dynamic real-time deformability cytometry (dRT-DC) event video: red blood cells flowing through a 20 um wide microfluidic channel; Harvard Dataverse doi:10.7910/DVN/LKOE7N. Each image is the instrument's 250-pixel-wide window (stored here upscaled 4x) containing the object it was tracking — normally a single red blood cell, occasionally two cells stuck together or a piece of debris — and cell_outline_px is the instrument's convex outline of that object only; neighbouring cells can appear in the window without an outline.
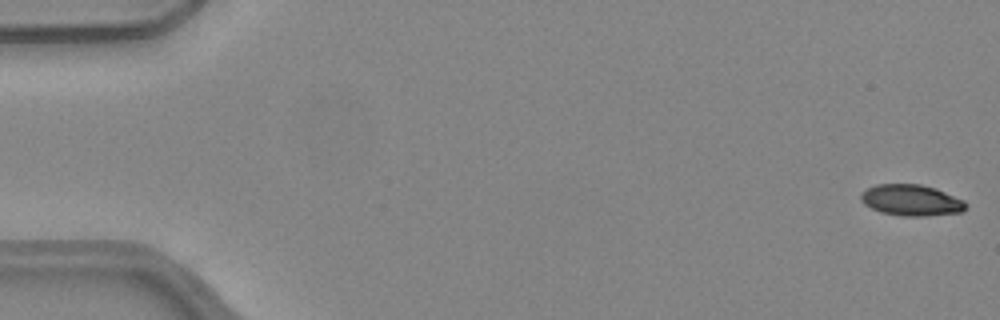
{"species": "common noctule bat (a hibernating species)", "species_latin": "Nyctalus noctula", "temperature_condition": "warm", "stored_images_in_passage": 52, "camera_frame_rate_fps": 3000, "um_per_image_px": 0.085, "animal": {"sex": "female", "body_mass_g": 24.6, "forearm_length_mm": 56.2}, "frame": {"image": 1, "passage_image": 1, "time_ms": 0.0, "image_size_px": [1000, 320], "cell_outline_px": [[968, 204], [960, 212], [924, 216], [900, 216], [880, 212], [864, 204], [860, 200], [860, 192], [876, 184], [920, 184], [936, 188], [964, 200]], "centroid_in_image_um": [77.43, 17.01], "position_along_channel_um": 7.6, "area_um2": 19.13}}
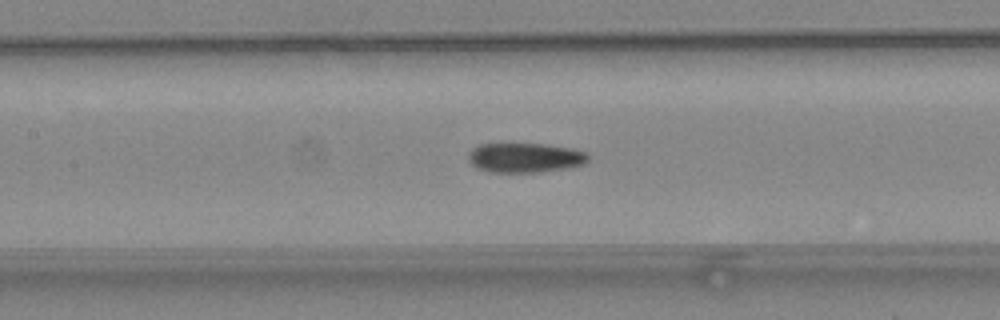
{"frame": {"image": 2, "passage_image": 24, "time_ms": 7.667, "image_size_px": [1000, 320], "cell_outline_px": [[588, 160], [584, 164], [568, 168], [540, 172], [488, 172], [476, 168], [468, 160], [468, 156], [472, 148], [480, 144], [544, 144], [572, 148], [588, 152]], "centroid_in_image_um": [44.64, 13.41], "position_along_channel_um": 162.8, "area_um2": 20.81}}
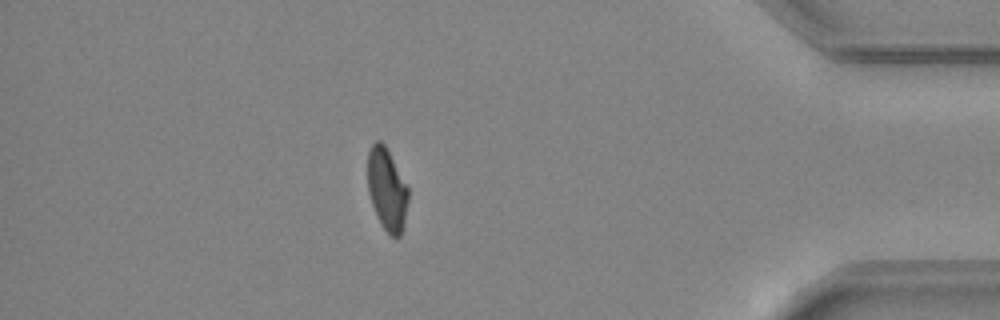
{"frame": {"image": 3, "passage_image": 45, "time_ms": 14.667, "image_size_px": [1000, 320], "cell_outline_px": [[408, 200], [404, 224], [400, 236], [396, 240], [380, 224], [376, 216], [368, 192], [368, 152], [372, 144], [376, 140], [380, 140], [384, 144], [408, 188]], "centroid_in_image_um": [32.88, 16.13], "position_along_channel_um": 402.3, "area_um2": 19.31}, "authors_computed_cell_mechanics": {"area_um2": 20.6346, "velocity_mm_per_s": 4.0396, "shape_relaxation_time_tau1_ms": null, "shape_relaxation_time_tau2_ms": 3.0665, "deformation_change_tau1": null, "deformation_change_tau2": 0.0807}}